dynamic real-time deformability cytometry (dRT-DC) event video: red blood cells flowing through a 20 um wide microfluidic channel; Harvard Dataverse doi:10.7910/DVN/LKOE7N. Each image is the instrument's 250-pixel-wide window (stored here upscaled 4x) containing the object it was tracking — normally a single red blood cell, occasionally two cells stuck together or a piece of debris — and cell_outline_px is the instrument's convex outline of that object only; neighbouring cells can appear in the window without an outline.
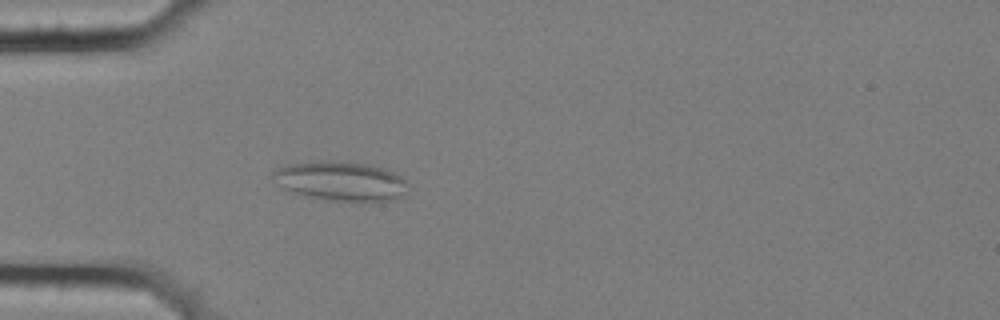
{"species": "common noctule bat (a hibernating species)", "species_latin": "Nyctalus noctula", "temperature_condition": "cold", "stored_images_in_passage": 4, "camera_frame_rate_fps": 3000, "um_per_image_px": 0.085, "animal": {"sex": "female", "body_mass_g": 25.1}, "frame": {"image": 1, "passage_image": 4, "time_ms": 1.0, "image_size_px": [1000, 320], "cell_outline_px": [[408, 184], [404, 196], [396, 200], [352, 204], [324, 200], [292, 192], [276, 184], [272, 180], [272, 172], [276, 168], [288, 164], [320, 160], [364, 164], [384, 168], [400, 176]], "centroid_in_image_um": [28.96, 15.44], "position_along_channel_um": 56.0, "area_um2": 31.79}}